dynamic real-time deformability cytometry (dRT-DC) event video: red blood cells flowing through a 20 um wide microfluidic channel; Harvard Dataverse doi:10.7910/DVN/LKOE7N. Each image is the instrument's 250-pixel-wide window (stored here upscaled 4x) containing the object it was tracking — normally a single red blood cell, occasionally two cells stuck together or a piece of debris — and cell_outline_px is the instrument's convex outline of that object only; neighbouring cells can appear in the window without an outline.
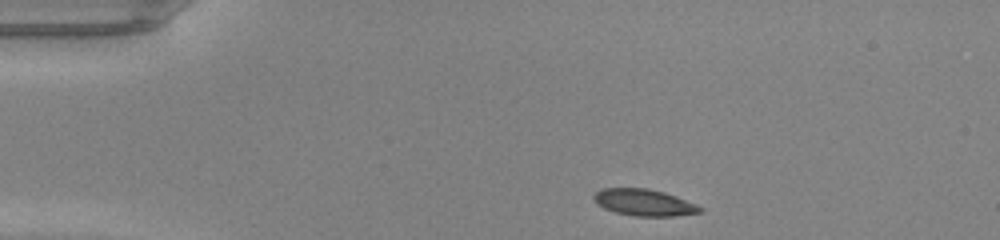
{"species": "common noctule bat (a hibernating species)", "species_latin": "Nyctalus noctula", "temperature_condition": "warm", "stored_images_in_passage": 40, "camera_frame_rate_fps": 3000, "um_per_image_px": 0.085, "animal": {"sex": "male", "body_mass_g": 20.0, "forearm_length_mm": 53.3}, "frame": {"image": 1, "passage_image": 1, "time_ms": 0.0, "image_size_px": [1000, 240], "cell_outline_px": [[704, 212], [672, 216], [632, 216], [616, 212], [604, 208], [596, 204], [592, 196], [596, 192], [604, 188], [648, 188], [664, 192], [676, 196], [696, 204], [704, 208]], "centroid_in_image_um": [54.76, 17.21], "position_along_channel_um": 30.2, "area_um2": 16.59}}
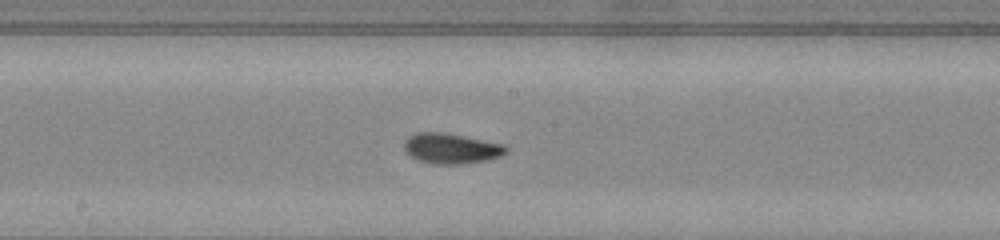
{"frame": {"image": 2, "passage_image": 18, "time_ms": 5.667, "image_size_px": [1000, 240], "cell_outline_px": [[508, 152], [500, 156], [488, 160], [460, 164], [432, 164], [420, 160], [412, 156], [404, 148], [404, 140], [408, 136], [416, 132], [444, 132], [504, 144], [508, 148]], "centroid_in_image_um": [38.37, 12.61], "position_along_channel_um": 209.8, "area_um2": 18.03}}
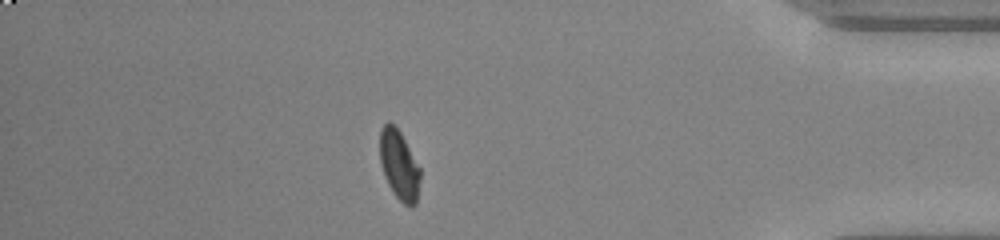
{"frame": {"image": 3, "passage_image": 34, "time_ms": 11.0, "image_size_px": [1000, 240], "cell_outline_px": [[420, 180], [416, 204], [412, 208], [404, 204], [396, 196], [388, 184], [384, 176], [380, 164], [380, 128], [388, 120], [400, 132], [420, 168]], "centroid_in_image_um": [33.92, 14.04], "position_along_channel_um": 401.3, "area_um2": 16.3}, "authors_computed_cell_mechanics": {"area_um2": 16.8776, "velocity_mm_per_s": 4.2767, "shape_relaxation_time_tau1_ms": 3.6471, "shape_relaxation_time_tau2_ms": 1.1628, "deformation_change_tau1": 0.147, "deformation_change_tau2": 0.0468}}